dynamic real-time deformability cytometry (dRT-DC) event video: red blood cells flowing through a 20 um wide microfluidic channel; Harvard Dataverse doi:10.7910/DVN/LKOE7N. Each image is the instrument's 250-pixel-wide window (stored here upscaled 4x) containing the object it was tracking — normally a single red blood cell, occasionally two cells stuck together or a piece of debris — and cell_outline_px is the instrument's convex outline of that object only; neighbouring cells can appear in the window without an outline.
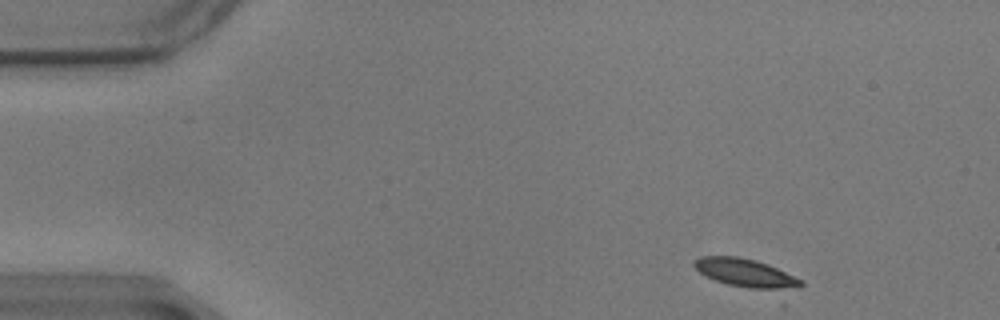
{"species": "common noctule bat (a hibernating species)", "species_latin": "Nyctalus noctula", "temperature_condition": "warm", "stored_images_in_passage": 10, "camera_frame_rate_fps": 3000, "um_per_image_px": 0.085, "animal": {"sex": "male", "body_mass_g": 17.9}, "frame": {"image": 1, "passage_image": 1, "time_ms": 0.0, "image_size_px": [1000, 320], "cell_outline_px": [[804, 284], [776, 292], [772, 292], [748, 288], [728, 284], [716, 280], [700, 272], [692, 264], [692, 260], [700, 256], [736, 256], [756, 260], [768, 264], [804, 280]], "centroid_in_image_um": [63.42, 23.22], "position_along_channel_um": 21.6, "area_um2": 17.92}}